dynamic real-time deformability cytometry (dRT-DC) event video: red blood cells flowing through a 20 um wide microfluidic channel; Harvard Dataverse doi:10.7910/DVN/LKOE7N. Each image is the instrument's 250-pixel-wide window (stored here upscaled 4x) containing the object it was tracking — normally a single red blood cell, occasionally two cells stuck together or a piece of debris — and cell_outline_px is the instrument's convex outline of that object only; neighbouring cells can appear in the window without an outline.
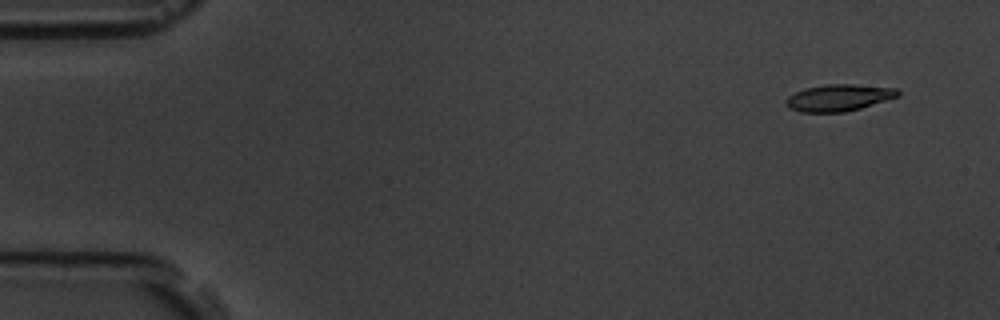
{"species": "common noctule bat (a hibernating species)", "species_latin": "Nyctalus noctula", "temperature_condition": "room temperature", "stored_images_in_passage": 6, "camera_frame_rate_fps": 3000, "um_per_image_px": 0.085, "animal": {"sex": "male", "body_mass_g": 19.5, "forearm_length_mm": 54.6}, "frame": {"image": 1, "passage_image": 1, "time_ms": 0.0, "image_size_px": [1000, 320], "cell_outline_px": [[900, 96], [860, 108], [844, 112], [800, 112], [784, 104], [784, 100], [788, 96], [804, 88], [828, 84], [856, 84], [896, 88], [900, 92]], "centroid_in_image_um": [71.3, 8.3], "position_along_channel_um": 13.7, "area_um2": 17.46}}
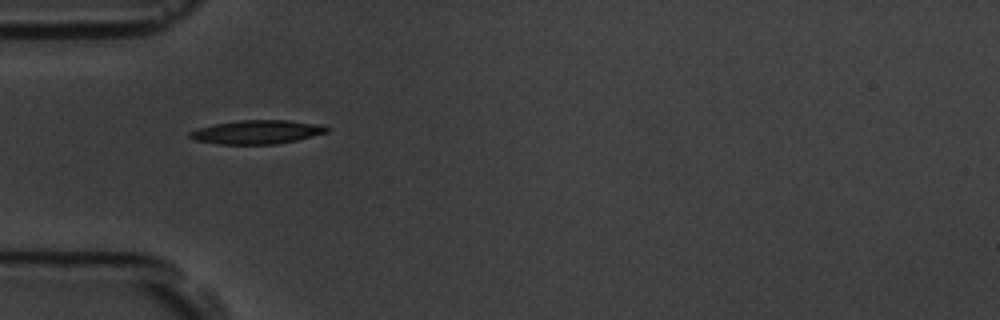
{"frame": {"image": 2, "passage_image": 5, "time_ms": 4.667, "image_size_px": [1000, 320], "cell_outline_px": [[332, 128], [328, 132], [296, 140], [276, 144], [216, 144], [192, 140], [188, 136], [188, 132], [196, 128], [236, 120], [288, 120], [324, 124]], "centroid_in_image_um": [21.85, 11.22], "position_along_channel_um": 63.2, "area_um2": 19.31}}
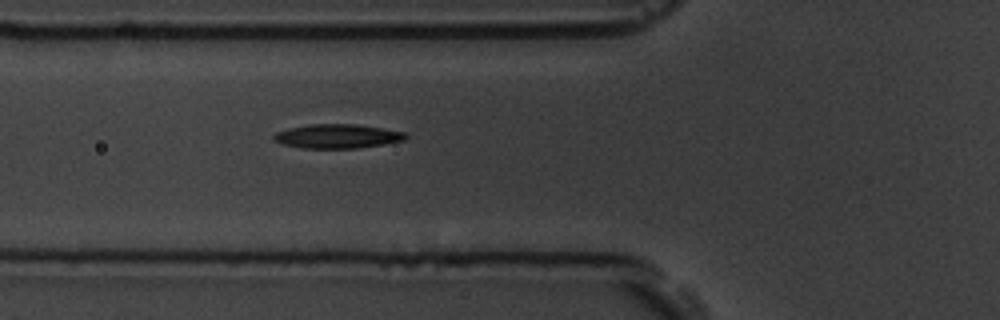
{"frame": {"image": 3, "passage_image": 6, "time_ms": 5.667, "image_size_px": [1000, 320], "cell_outline_px": [[408, 136], [404, 140], [384, 144], [356, 148], [304, 148], [284, 144], [272, 140], [272, 136], [276, 132], [288, 128], [312, 124], [356, 124], [404, 132]], "centroid_in_image_um": [28.65, 11.58], "position_along_channel_um": 97.2, "area_um2": 18.38}}